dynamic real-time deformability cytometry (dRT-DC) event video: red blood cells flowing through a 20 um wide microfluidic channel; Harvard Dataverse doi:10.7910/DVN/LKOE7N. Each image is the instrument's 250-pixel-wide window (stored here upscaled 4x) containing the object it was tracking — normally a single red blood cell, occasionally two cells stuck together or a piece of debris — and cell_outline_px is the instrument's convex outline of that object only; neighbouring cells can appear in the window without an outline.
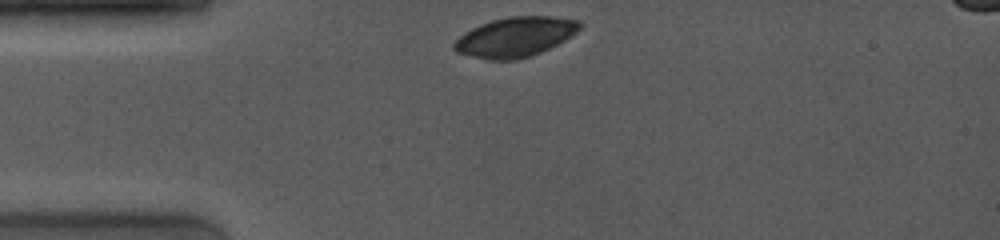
{"species": "common noctule bat (a hibernating species)", "species_latin": "Nyctalus noctula", "temperature_condition": "room temperature", "stored_images_in_passage": 31, "camera_frame_rate_fps": 4000, "um_per_image_px": 0.085, "animal": {"sex": "female", "body_mass_g": 19.0, "forearm_length_mm": 53.3}, "frame": {"image": 1, "passage_image": 1, "time_ms": 0.0, "image_size_px": [1000, 240], "cell_outline_px": [[584, 24], [576, 32], [564, 40], [540, 52], [516, 60], [484, 60], [456, 52], [452, 48], [452, 44], [464, 32], [480, 24], [492, 20], [508, 16], [552, 16], [580, 20]], "centroid_in_image_um": [43.77, 3.14], "position_along_channel_um": 41.2, "area_um2": 29.19}}
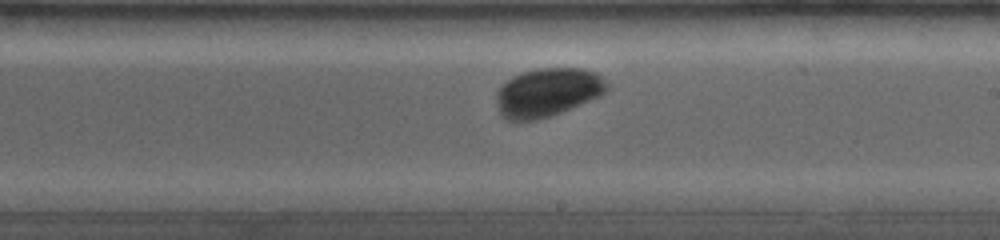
{"frame": {"image": 2, "passage_image": 25, "time_ms": 5.75, "image_size_px": [1000, 240], "cell_outline_px": [[608, 88], [604, 92], [588, 100], [552, 116], [536, 120], [508, 120], [500, 116], [496, 100], [496, 92], [512, 76], [536, 68], [584, 68], [596, 72], [608, 84]], "centroid_in_image_um": [46.51, 7.85], "position_along_channel_um": 242.5, "area_um2": 31.04}}
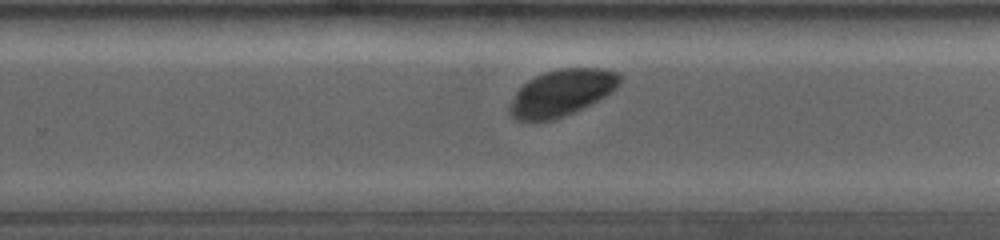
{"frame": {"image": 3, "passage_image": 30, "time_ms": 6.75, "image_size_px": [1000, 240], "cell_outline_px": [[624, 76], [620, 84], [612, 92], [592, 104], [564, 116], [552, 120], [516, 120], [508, 112], [508, 104], [516, 92], [528, 80], [544, 72], [560, 68], [604, 68], [620, 72]], "centroid_in_image_um": [47.78, 7.87], "position_along_channel_um": 282.0, "area_um2": 30.11}}